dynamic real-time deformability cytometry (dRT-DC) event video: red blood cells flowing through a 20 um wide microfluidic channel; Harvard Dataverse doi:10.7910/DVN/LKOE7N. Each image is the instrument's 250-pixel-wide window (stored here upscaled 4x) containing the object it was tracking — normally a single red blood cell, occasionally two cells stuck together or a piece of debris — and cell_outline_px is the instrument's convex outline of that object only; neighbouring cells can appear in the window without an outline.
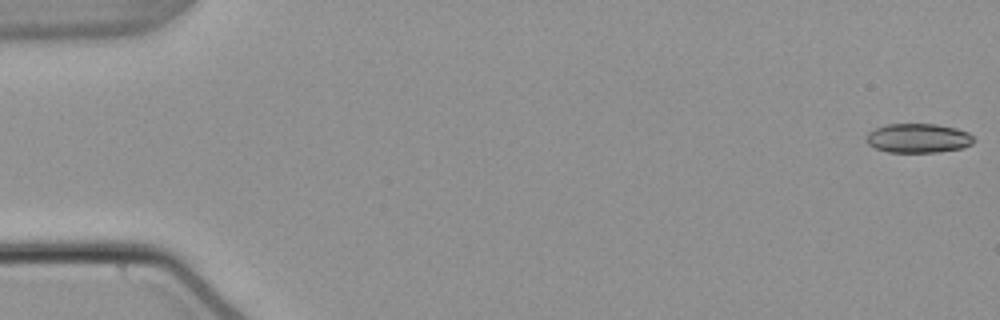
{"species": "common noctule bat (a hibernating species)", "species_latin": "Nyctalus noctula", "temperature_condition": "warm", "stored_images_in_passage": 54, "camera_frame_rate_fps": 3000, "um_per_image_px": 0.085, "animal": {"sex": "male", "body_mass_g": 21.5, "forearm_length_mm": 52.0}, "frame": {"image": 1, "passage_image": 1, "time_ms": 0.0, "image_size_px": [1000, 320], "cell_outline_px": [[976, 140], [972, 144], [964, 148], [936, 152], [888, 152], [876, 148], [868, 144], [868, 132], [876, 128], [888, 124], [936, 124], [956, 128], [968, 132]], "centroid_in_image_um": [78.1, 11.75], "position_along_channel_um": 6.9, "area_um2": 18.26}}
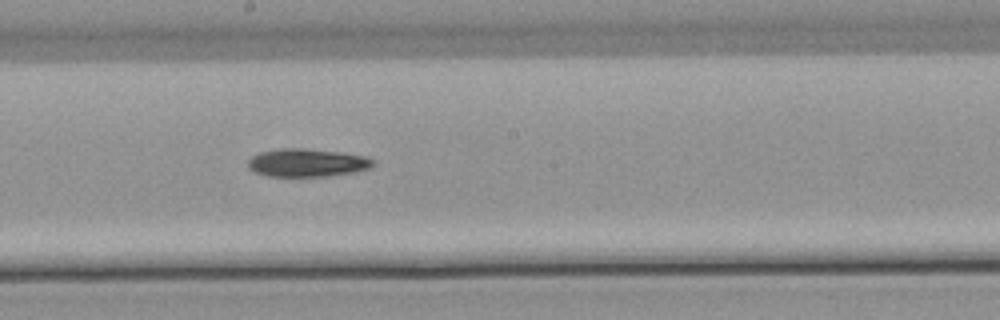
{"frame": {"image": 2, "passage_image": 30, "time_ms": 9.667, "image_size_px": [1000, 320], "cell_outline_px": [[372, 164], [368, 168], [348, 172], [324, 176], [268, 176], [256, 172], [248, 168], [248, 160], [252, 156], [260, 152], [280, 148], [304, 148], [344, 152], [368, 156], [372, 160]], "centroid_in_image_um": [26.05, 13.81], "position_along_channel_um": 222.1, "area_um2": 20.23}}
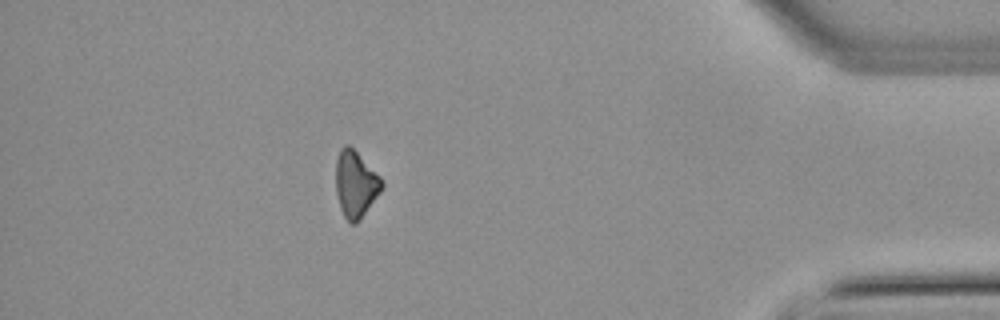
{"frame": {"image": 3, "passage_image": 48, "time_ms": 15.667, "image_size_px": [1000, 320], "cell_outline_px": [[384, 184], [380, 192], [356, 224], [352, 224], [344, 216], [340, 208], [336, 192], [336, 160], [340, 148], [344, 144], [348, 144], [380, 176]], "centroid_in_image_um": [30.21, 15.64], "position_along_channel_um": 405.0, "area_um2": 17.57}, "authors_computed_cell_mechanics": {"area_um2": 19.3052, "velocity_mm_per_s": 3.8279, "shape_relaxation_time_tau1_ms": 5.7236, "shape_relaxation_time_tau2_ms": null, "deformation_change_tau1": 0.1396, "deformation_change_tau2": null}}